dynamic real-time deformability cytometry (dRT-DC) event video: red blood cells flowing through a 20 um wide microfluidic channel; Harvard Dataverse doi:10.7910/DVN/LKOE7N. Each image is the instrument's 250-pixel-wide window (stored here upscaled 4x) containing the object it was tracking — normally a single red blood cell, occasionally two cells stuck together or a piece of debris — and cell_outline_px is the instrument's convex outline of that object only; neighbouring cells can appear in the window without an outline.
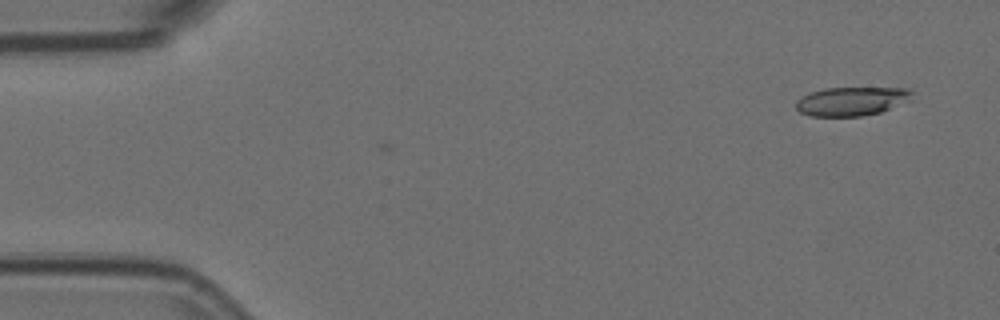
{"species": "Egyptian fruit bat (a non-hibernating species)", "species_latin": "Rousettus aegyptiacus", "temperature_condition": "room temperature", "stored_images_in_passage": 5, "camera_frame_rate_fps": 3000, "um_per_image_px": 0.085, "animal": {"sex": "female"}, "frame": {"image": 1, "passage_image": 1, "time_ms": 0.0, "image_size_px": [1000, 320], "cell_outline_px": [[912, 100], [880, 112], [860, 116], [812, 116], [800, 112], [796, 108], [796, 100], [812, 92], [824, 88], [908, 88], [912, 92]], "centroid_in_image_um": [72.41, 8.6], "position_along_channel_um": 12.6, "area_um2": 19.36}}
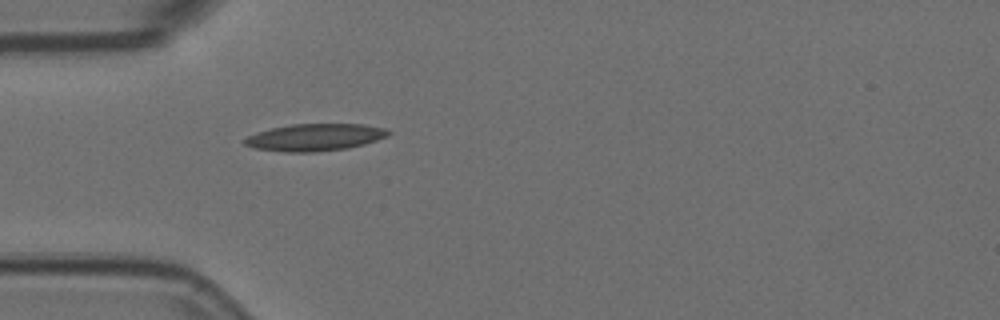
{"frame": {"image": 2, "passage_image": 5, "time_ms": 1.333, "image_size_px": [1000, 320], "cell_outline_px": [[392, 132], [388, 136], [364, 144], [348, 148], [316, 152], [284, 152], [256, 148], [244, 144], [244, 140], [248, 136], [256, 132], [272, 128], [292, 124], [364, 124], [384, 128]], "centroid_in_image_um": [26.79, 11.67], "position_along_channel_um": 58.2, "area_um2": 22.66}}